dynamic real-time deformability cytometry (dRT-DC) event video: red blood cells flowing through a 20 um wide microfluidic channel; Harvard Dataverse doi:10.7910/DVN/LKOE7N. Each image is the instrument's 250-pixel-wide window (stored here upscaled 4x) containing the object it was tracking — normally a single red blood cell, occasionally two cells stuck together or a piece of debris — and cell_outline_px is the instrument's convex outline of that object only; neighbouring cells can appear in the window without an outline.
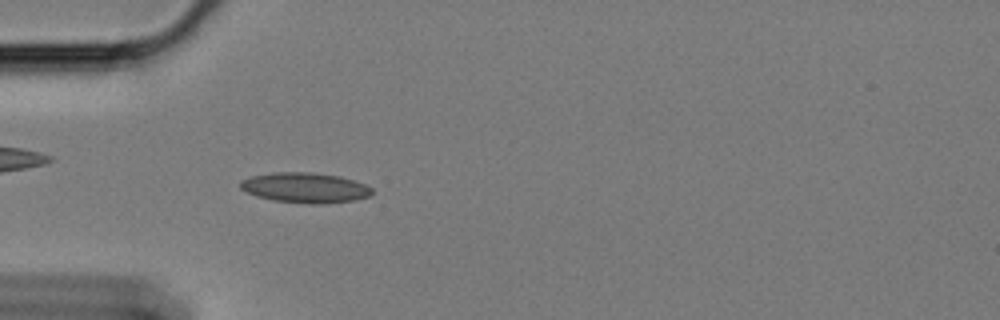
{"species": "Egyptian fruit bat (a non-hibernating species)", "species_latin": "Rousettus aegyptiacus", "temperature_condition": "cold", "stored_images_in_passage": 50, "camera_frame_rate_fps": 3000, "um_per_image_px": 0.085, "animal": {"sex": "female"}, "frame": {"image": 1, "passage_image": 9, "time_ms": 2.667, "image_size_px": [1000, 320], "cell_outline_px": [[372, 192], [368, 196], [352, 200], [324, 204], [308, 204], [272, 200], [256, 196], [240, 188], [240, 180], [252, 176], [272, 172], [308, 172], [336, 176], [352, 180], [364, 184], [372, 188]], "centroid_in_image_um": [25.88, 15.96], "position_along_channel_um": 59.1, "area_um2": 22.95}}
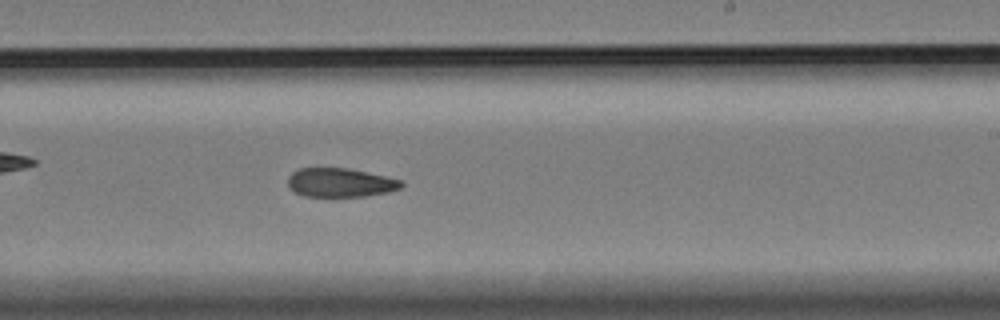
{"frame": {"image": 2, "passage_image": 27, "time_ms": 8.667, "image_size_px": [1000, 320], "cell_outline_px": [[404, 184], [400, 188], [388, 192], [368, 196], [304, 196], [288, 188], [288, 176], [292, 172], [300, 168], [348, 168], [384, 176], [400, 180]], "centroid_in_image_um": [28.89, 15.52], "position_along_channel_um": 260.1, "area_um2": 19.02}}
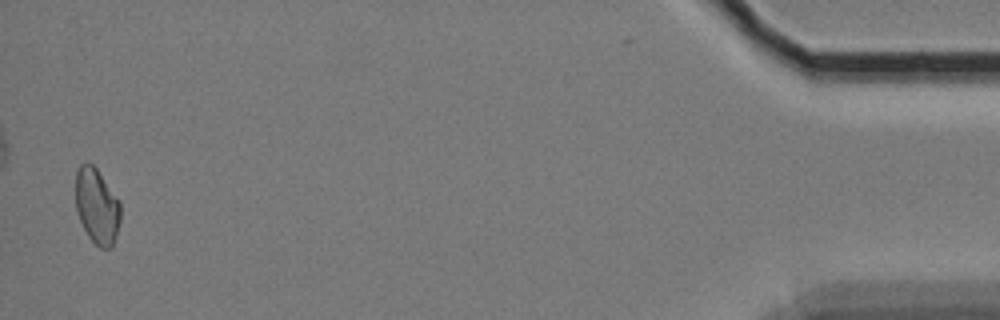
{"frame": {"image": 3, "passage_image": 49, "time_ms": 16.0, "image_size_px": [1000, 320], "cell_outline_px": [[120, 220], [116, 236], [112, 248], [100, 248], [88, 236], [80, 220], [76, 208], [76, 172], [80, 164], [88, 160], [96, 168], [120, 200]], "centroid_in_image_um": [8.24, 17.5], "position_along_channel_um": 427.0, "area_um2": 19.83}, "authors_computed_cell_mechanics": {"area_um2": 20.4612, "velocity_mm_per_s": 3.4131, "shape_relaxation_time_tau1_ms": null, "shape_relaxation_time_tau2_ms": 9.4437, "deformation_change_tau1": null, "deformation_change_tau2": 0.1483}}